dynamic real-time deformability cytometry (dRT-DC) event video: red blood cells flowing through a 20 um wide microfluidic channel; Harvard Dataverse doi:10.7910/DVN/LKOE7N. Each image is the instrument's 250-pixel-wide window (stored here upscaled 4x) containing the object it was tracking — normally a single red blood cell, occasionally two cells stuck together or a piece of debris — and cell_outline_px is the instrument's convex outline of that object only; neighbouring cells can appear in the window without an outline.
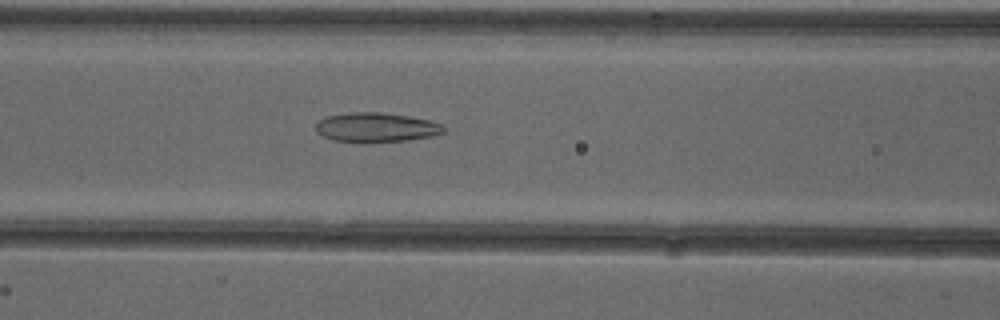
{"species": "common noctule bat (a hibernating species)", "species_latin": "Nyctalus noctula", "temperature_condition": "cold", "stored_images_in_passage": 53, "camera_frame_rate_fps": 3000, "um_per_image_px": 0.085, "animal": {"sex": "female"}, "frame": {"image": 1, "passage_image": 23, "time_ms": 7.333, "image_size_px": [1000, 320], "cell_outline_px": [[444, 132], [432, 136], [408, 140], [332, 140], [316, 132], [316, 124], [320, 120], [328, 116], [352, 112], [380, 112], [408, 116], [428, 120], [444, 124]], "centroid_in_image_um": [32.01, 10.79], "position_along_channel_um": 134.6, "area_um2": 21.15}}
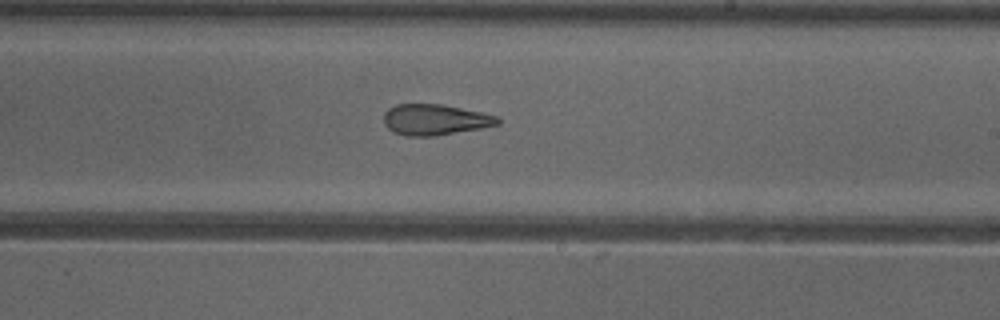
{"frame": {"image": 2, "passage_image": 32, "time_ms": 10.333, "image_size_px": [1000, 320], "cell_outline_px": [[500, 124], [480, 128], [432, 136], [408, 136], [396, 132], [388, 128], [384, 124], [384, 112], [388, 108], [396, 104], [440, 104], [480, 112], [496, 116], [500, 120]], "centroid_in_image_um": [36.94, 10.16], "position_along_channel_um": 252.1, "area_um2": 20.17}}
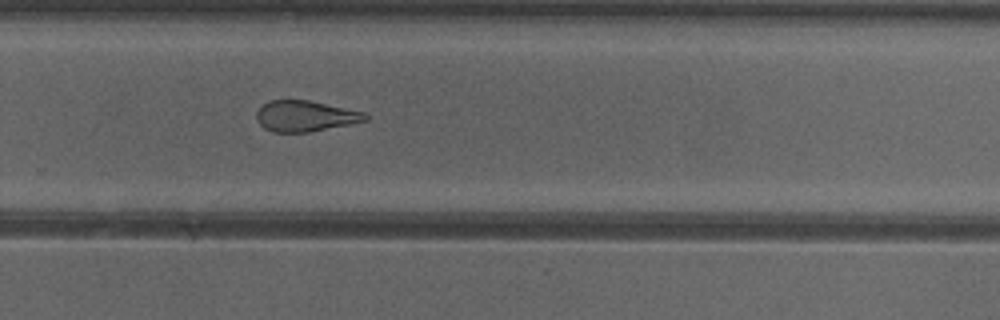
{"frame": {"image": 3, "passage_image": 36, "time_ms": 11.667, "image_size_px": [1000, 320], "cell_outline_px": [[368, 120], [308, 132], [272, 132], [264, 128], [256, 120], [256, 112], [268, 100], [308, 100], [368, 112]], "centroid_in_image_um": [25.95, 9.86], "position_along_channel_um": 303.8, "area_um2": 19.59}, "authors_computed_cell_mechanics": {"area_um2": 23.3512, "velocity_mm_per_s": 3.9113, "shape_relaxation_time_tau1_ms": null, "shape_relaxation_time_tau2_ms": 3.317, "deformation_change_tau1": null, "deformation_change_tau2": 0.1254}}